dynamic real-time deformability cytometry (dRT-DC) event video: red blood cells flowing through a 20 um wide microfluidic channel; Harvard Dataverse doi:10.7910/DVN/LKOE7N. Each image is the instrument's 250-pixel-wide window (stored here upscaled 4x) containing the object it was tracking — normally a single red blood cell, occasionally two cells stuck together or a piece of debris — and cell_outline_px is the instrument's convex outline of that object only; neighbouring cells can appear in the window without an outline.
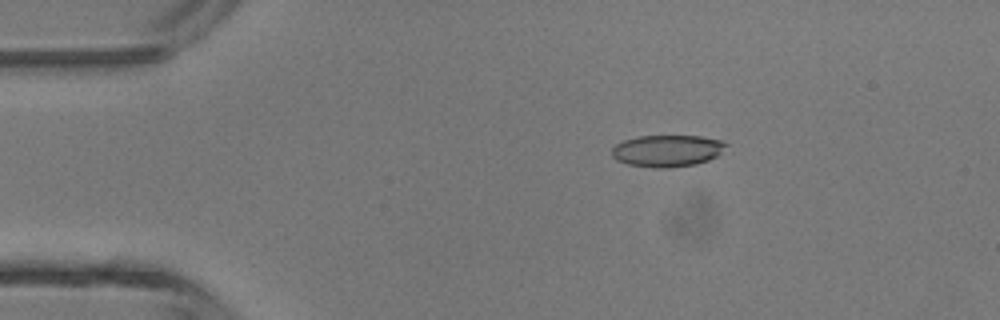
{"species": "common noctule bat (a hibernating species)", "species_latin": "Nyctalus noctula", "temperature_condition": "room temperature", "stored_images_in_passage": 39, "camera_frame_rate_fps": 3000, "um_per_image_px": 0.085, "animal": {"sex": "male", "body_mass_g": 13.3}, "frame": {"image": 1, "passage_image": 1, "time_ms": 0.0, "image_size_px": [1000, 320], "cell_outline_px": [[728, 144], [716, 156], [708, 160], [696, 164], [668, 168], [656, 168], [628, 164], [616, 160], [612, 156], [612, 148], [616, 144], [624, 140], [636, 136], [700, 136], [724, 140]], "centroid_in_image_um": [56.71, 12.81], "position_along_channel_um": 28.3, "area_um2": 21.21}}
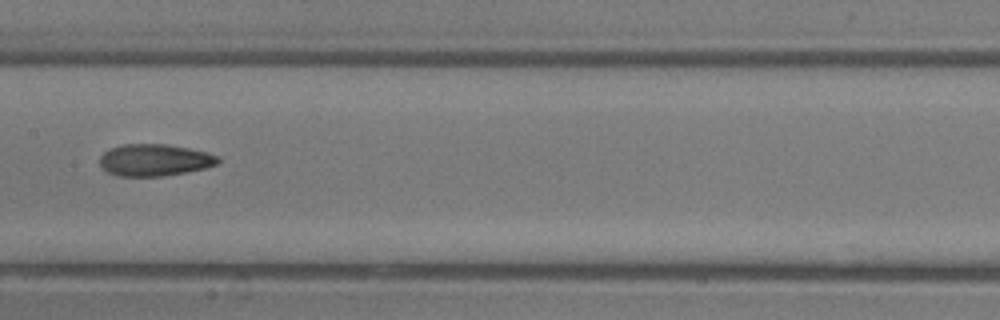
{"frame": {"image": 2, "passage_image": 16, "time_ms": 5.0, "image_size_px": [1000, 320], "cell_outline_px": [[220, 164], [204, 168], [184, 172], [160, 176], [116, 176], [108, 172], [100, 164], [100, 156], [108, 148], [124, 144], [168, 144], [188, 148], [220, 156]], "centroid_in_image_um": [13.13, 13.59], "position_along_channel_um": 194.3, "area_um2": 21.96}}
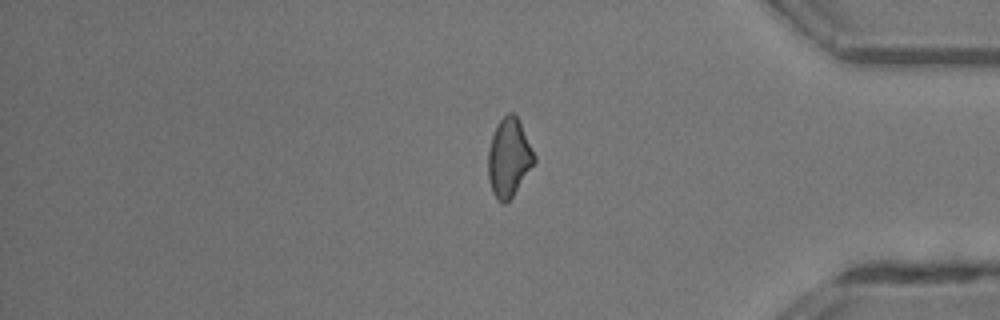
{"frame": {"image": 3, "passage_image": 31, "time_ms": 10.0, "image_size_px": [1000, 320], "cell_outline_px": [[536, 160], [512, 196], [504, 204], [496, 200], [492, 192], [488, 176], [488, 152], [492, 136], [500, 120], [508, 112], [512, 112], [516, 116], [536, 156]], "centroid_in_image_um": [43.24, 13.42], "position_along_channel_um": 392.0, "area_um2": 20.63}, "authors_computed_cell_mechanics": {"area_um2": 21.4438, "velocity_mm_per_s": 4.4799, "shape_relaxation_time_tau1_ms": 4.8676, "shape_relaxation_time_tau2_ms": 2.879, "deformation_change_tau1": 0.1337, "deformation_change_tau2": 0.1072}}